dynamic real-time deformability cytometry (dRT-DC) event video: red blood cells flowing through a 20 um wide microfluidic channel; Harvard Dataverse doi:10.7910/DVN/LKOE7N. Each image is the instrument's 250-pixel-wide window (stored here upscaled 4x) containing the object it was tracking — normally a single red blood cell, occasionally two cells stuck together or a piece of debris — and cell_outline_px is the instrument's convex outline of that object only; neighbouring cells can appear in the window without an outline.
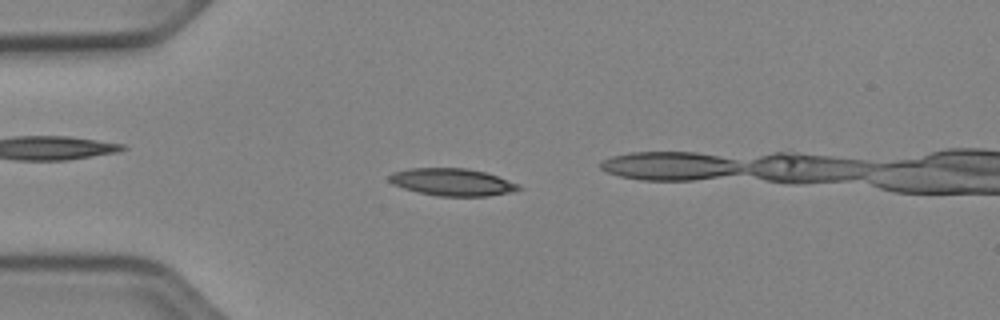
{"species": "Egyptian fruit bat (a non-hibernating species)", "species_latin": "Rousettus aegyptiacus", "temperature_condition": "cold", "stored_images_in_passage": 45, "camera_frame_rate_fps": 3000, "um_per_image_px": 0.085, "animal": {"sex": "female"}, "frame": {"image": 1, "passage_image": 6, "time_ms": 1.667, "image_size_px": [1000, 320], "cell_outline_px": [[520, 188], [512, 192], [488, 196], [440, 196], [420, 192], [404, 188], [392, 184], [388, 180], [388, 176], [392, 172], [408, 168], [468, 168], [484, 172], [520, 184]], "centroid_in_image_um": [38.42, 15.47], "position_along_channel_um": 46.6, "area_um2": 20.52}}
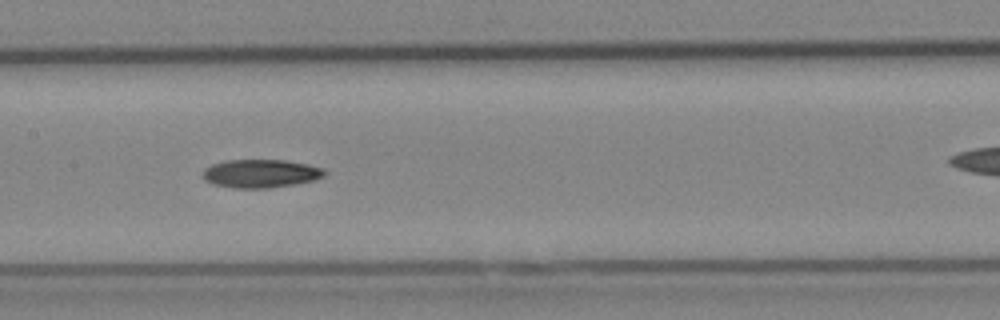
{"frame": {"image": 2, "passage_image": 18, "time_ms": 5.667, "image_size_px": [1000, 320], "cell_outline_px": [[328, 172], [324, 176], [312, 180], [292, 184], [268, 188], [236, 188], [212, 184], [204, 180], [204, 168], [212, 164], [224, 160], [284, 160], [308, 164], [324, 168]], "centroid_in_image_um": [22.15, 14.74], "position_along_channel_um": 185.2, "area_um2": 20.06}}
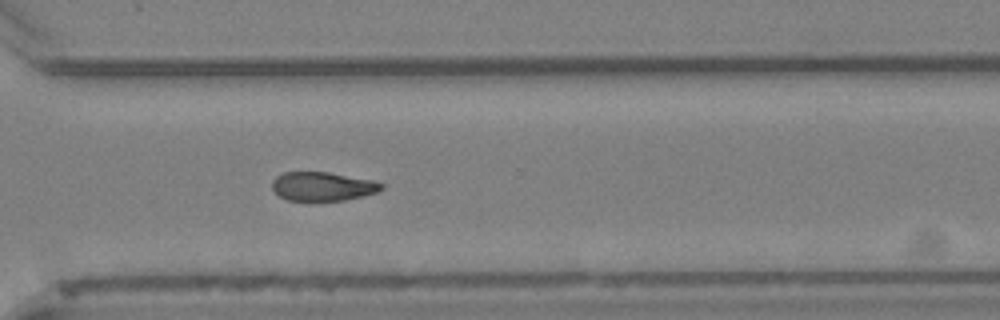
{"frame": {"image": 3, "passage_image": 30, "time_ms": 9.667, "image_size_px": [1000, 320], "cell_outline_px": [[384, 188], [376, 192], [344, 200], [288, 200], [280, 196], [272, 188], [272, 180], [276, 176], [284, 172], [328, 172], [372, 180], [384, 184]], "centroid_in_image_um": [27.41, 15.83], "position_along_channel_um": 343.2, "area_um2": 18.15}, "authors_computed_cell_mechanics": {"area_um2": 19.7098, "velocity_mm_per_s": 3.9525, "shape_relaxation_time_tau1_ms": 7.0478, "shape_relaxation_time_tau2_ms": null, "deformation_change_tau1": 0.1653, "deformation_change_tau2": null}}